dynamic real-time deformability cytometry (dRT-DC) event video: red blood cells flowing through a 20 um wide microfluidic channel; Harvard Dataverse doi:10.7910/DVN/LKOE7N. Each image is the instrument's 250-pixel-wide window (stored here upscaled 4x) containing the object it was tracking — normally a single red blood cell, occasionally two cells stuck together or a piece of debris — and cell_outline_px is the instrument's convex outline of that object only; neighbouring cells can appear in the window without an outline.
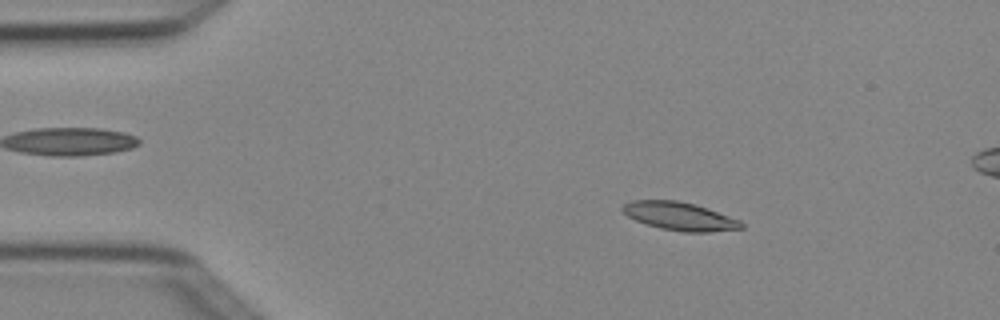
{"species": "Egyptian fruit bat (a non-hibernating species)", "species_latin": "Rousettus aegyptiacus", "temperature_condition": "cold", "stored_images_in_passage": 3, "segment_of_instrument_passage": [1, 2], "camera_frame_rate_fps": 3000, "um_per_image_px": 0.085, "animal": {"sex": "female"}, "frame": {"image": 1, "passage_image": 1, "time_ms": 0.0, "image_size_px": [1000, 320], "cell_outline_px": [[744, 228], [708, 232], [684, 232], [660, 228], [636, 220], [628, 216], [620, 208], [624, 204], [632, 200], [676, 200], [696, 204], [740, 220], [744, 224]], "centroid_in_image_um": [57.78, 18.37], "position_along_channel_um": 27.2, "area_um2": 19.42}}